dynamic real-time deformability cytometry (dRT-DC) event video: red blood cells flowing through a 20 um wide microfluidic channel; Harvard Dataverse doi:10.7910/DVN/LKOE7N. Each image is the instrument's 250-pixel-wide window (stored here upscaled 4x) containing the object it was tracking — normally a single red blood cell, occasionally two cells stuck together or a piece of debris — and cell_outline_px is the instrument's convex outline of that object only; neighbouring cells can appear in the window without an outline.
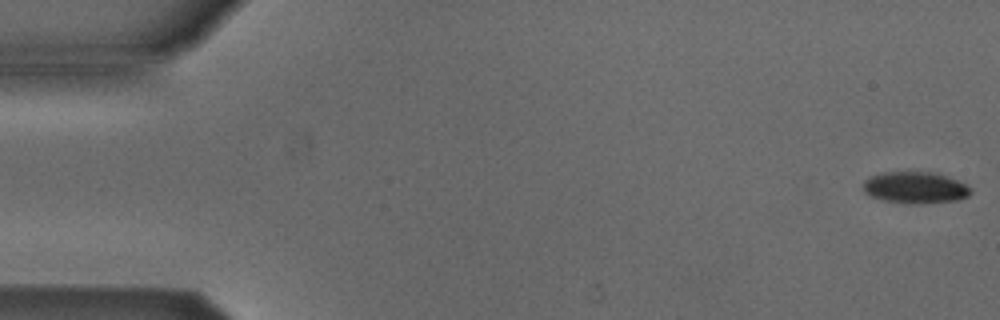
{"species": "Egyptian fruit bat (a non-hibernating species)", "species_latin": "Rousettus aegyptiacus", "temperature_condition": "cold", "stored_images_in_passage": 53, "camera_frame_rate_fps": 3000, "um_per_image_px": 0.085, "animal": {"sex": "male"}, "frame": {"image": 1, "passage_image": 1, "time_ms": 0.0, "image_size_px": [1000, 320], "cell_outline_px": [[972, 192], [968, 196], [960, 200], [920, 204], [904, 204], [884, 200], [868, 196], [864, 192], [864, 180], [868, 176], [884, 172], [932, 172], [956, 180], [972, 188]], "centroid_in_image_um": [77.77, 15.96], "position_along_channel_um": 7.2, "area_um2": 20.0}}
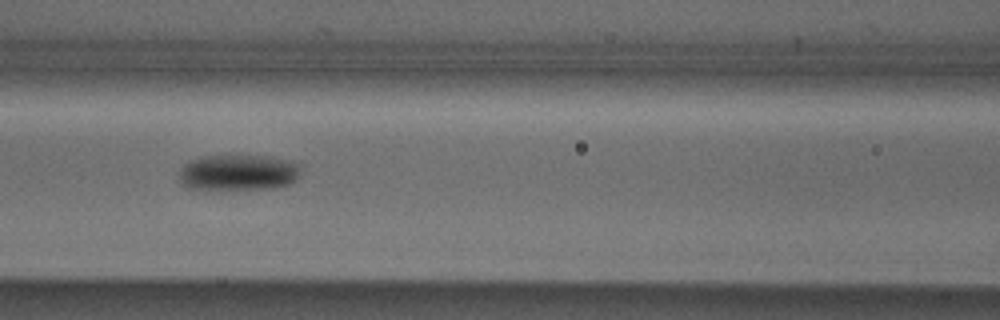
{"frame": {"image": 2, "passage_image": 23, "time_ms": 7.333, "image_size_px": [1000, 320], "cell_outline_px": [[300, 172], [296, 180], [288, 184], [272, 188], [188, 188], [180, 180], [180, 168], [184, 164], [200, 156], [264, 156], [284, 160], [300, 164]], "centroid_in_image_um": [20.26, 14.65], "position_along_channel_um": 146.3, "area_um2": 24.85}}
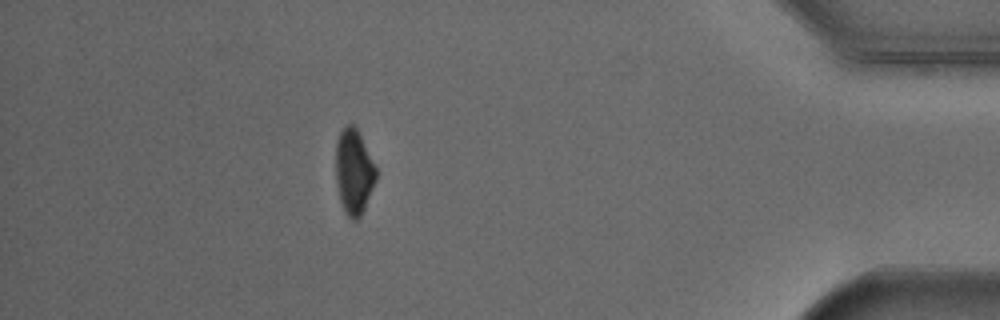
{"frame": {"image": 3, "passage_image": 47, "time_ms": 15.333, "image_size_px": [1000, 320], "cell_outline_px": [[376, 180], [364, 208], [360, 216], [356, 220], [352, 220], [344, 212], [340, 200], [336, 184], [336, 144], [340, 132], [348, 124], [352, 124], [356, 128], [376, 168]], "centroid_in_image_um": [30.06, 14.63], "position_along_channel_um": 405.1, "area_um2": 19.59}, "authors_computed_cell_mechanics": {"area_um2": 22.1952, "velocity_mm_per_s": 3.8784, "shape_relaxation_time_tau1_ms": 2.565, "shape_relaxation_time_tau2_ms": null, "deformation_change_tau1": 0.0756, "deformation_change_tau2": null}}